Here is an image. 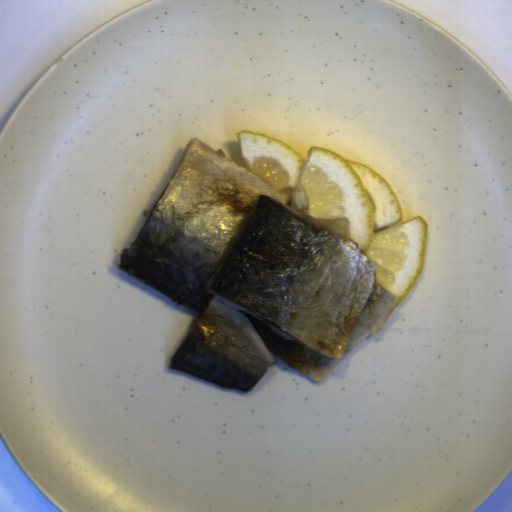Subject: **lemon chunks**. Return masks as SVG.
<instances>
[{
  "label": "lemon chunks",
  "mask_w": 512,
  "mask_h": 512,
  "mask_svg": "<svg viewBox=\"0 0 512 512\" xmlns=\"http://www.w3.org/2000/svg\"><path fill=\"white\" fill-rule=\"evenodd\" d=\"M248 171L282 192L291 207L348 221V233L372 264L380 286L402 301L417 283L428 254L426 220L401 225L404 212L386 179L368 166L320 146L307 157L284 141L252 130L236 133Z\"/></svg>",
  "instance_id": "lemon-chunks-1"
}]
</instances>
